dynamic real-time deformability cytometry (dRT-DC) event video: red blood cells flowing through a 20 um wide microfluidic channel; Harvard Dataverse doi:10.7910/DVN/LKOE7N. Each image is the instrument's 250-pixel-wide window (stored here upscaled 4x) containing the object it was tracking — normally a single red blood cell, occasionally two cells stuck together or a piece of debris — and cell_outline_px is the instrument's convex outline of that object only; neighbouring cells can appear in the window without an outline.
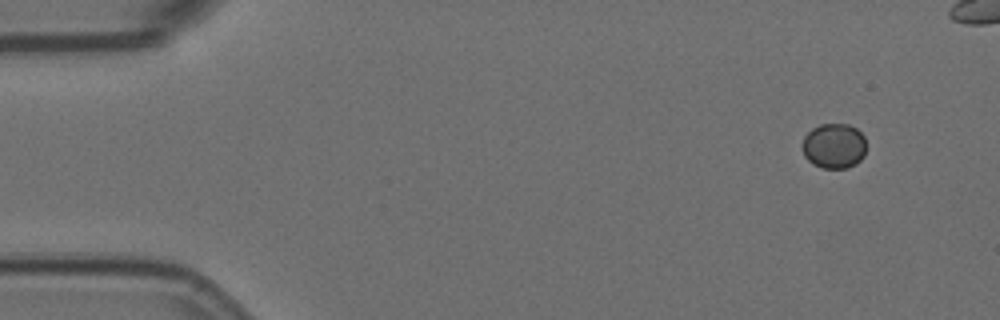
{"species": "Egyptian fruit bat (a non-hibernating species)", "species_latin": "Rousettus aegyptiacus", "temperature_condition": "room temperature", "stored_images_in_passage": 10, "camera_frame_rate_fps": 3000, "um_per_image_px": 0.085, "animal": {"sex": "female"}, "frame": {"image": 1, "passage_image": 1, "time_ms": 0.0, "image_size_px": [1000, 320], "cell_outline_px": [[864, 156], [856, 164], [848, 168], [824, 168], [812, 164], [804, 156], [804, 136], [812, 128], [820, 124], [848, 124], [856, 128], [864, 136]], "centroid_in_image_um": [70.89, 12.4], "position_along_channel_um": 14.1, "area_um2": 16.7}}
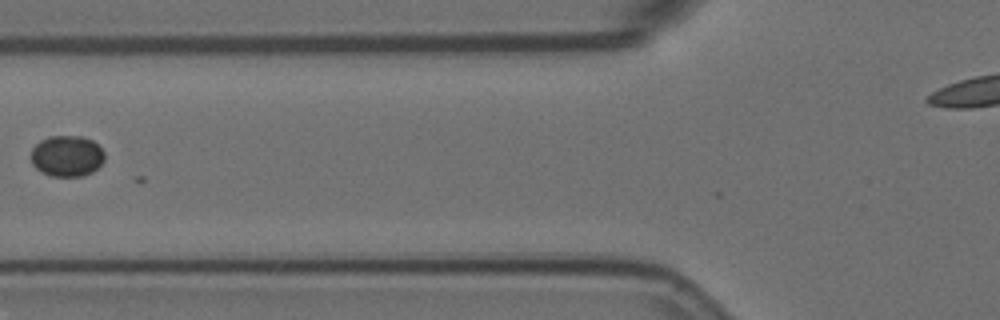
{"frame": {"image": 2, "passage_image": 6, "time_ms": 1.667, "image_size_px": [1000, 320], "cell_outline_px": [[104, 160], [92, 172], [80, 176], [52, 176], [40, 172], [32, 164], [32, 148], [40, 140], [48, 136], [80, 136], [92, 140], [104, 152]], "centroid_in_image_um": [5.66, 13.25], "position_along_channel_um": 120.1, "area_um2": 17.51}}
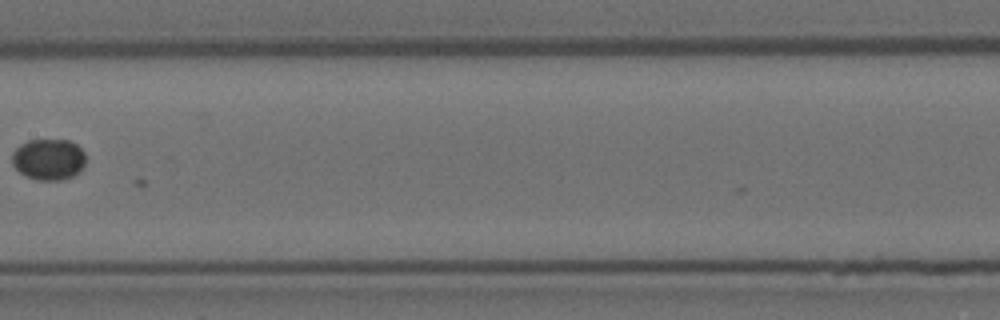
{"frame": {"image": 3, "passage_image": 8, "time_ms": 2.333, "image_size_px": [1000, 320], "cell_outline_px": [[84, 164], [80, 172], [72, 176], [60, 180], [36, 180], [20, 172], [12, 164], [12, 152], [20, 144], [28, 140], [68, 140], [76, 144], [84, 152]], "centroid_in_image_um": [4.12, 13.54], "position_along_channel_um": 203.3, "area_um2": 17.63}}